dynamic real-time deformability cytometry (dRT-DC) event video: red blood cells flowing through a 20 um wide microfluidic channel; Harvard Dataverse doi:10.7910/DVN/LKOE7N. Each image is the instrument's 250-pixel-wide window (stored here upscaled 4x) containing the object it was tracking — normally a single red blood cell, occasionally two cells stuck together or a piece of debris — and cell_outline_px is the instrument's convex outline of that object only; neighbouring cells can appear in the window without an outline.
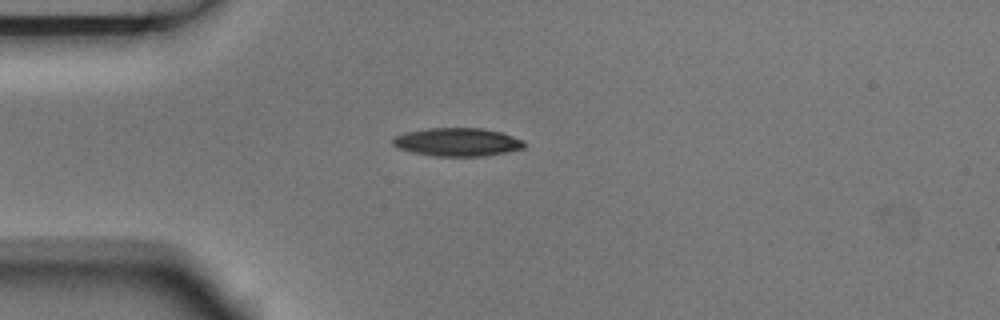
{"species": "Egyptian fruit bat (a non-hibernating species)", "species_latin": "Rousettus aegyptiacus", "temperature_condition": "room temperature", "stored_images_in_passage": 5, "camera_frame_rate_fps": 3000, "um_per_image_px": 0.085, "animal": {"sex": "male"}, "frame": {"image": 1, "passage_image": 5, "time_ms": 1.333, "image_size_px": [1000, 320], "cell_outline_px": [[524, 148], [484, 156], [432, 156], [412, 152], [396, 148], [392, 144], [392, 136], [408, 132], [428, 128], [484, 128], [500, 132], [524, 140]], "centroid_in_image_um": [38.83, 12.07], "position_along_channel_um": 46.2, "area_um2": 21.68}}